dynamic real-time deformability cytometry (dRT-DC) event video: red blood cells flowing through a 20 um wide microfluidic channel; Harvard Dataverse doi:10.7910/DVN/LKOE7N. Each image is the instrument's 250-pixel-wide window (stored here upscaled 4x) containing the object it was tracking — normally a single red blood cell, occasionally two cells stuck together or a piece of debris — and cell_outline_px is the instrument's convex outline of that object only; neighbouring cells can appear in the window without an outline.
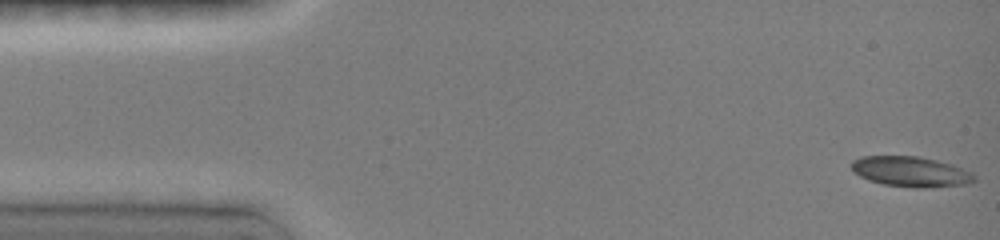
{"species": "common noctule bat (a hibernating species)", "species_latin": "Nyctalus noctula", "temperature_condition": "room temperature", "stored_images_in_passage": 38, "camera_frame_rate_fps": 3000, "um_per_image_px": 0.085, "animal": {"sex": "female", "body_mass_g": 19.0, "forearm_length_mm": 51.5}, "frame": {"image": 1, "passage_image": 1, "time_ms": 0.0, "image_size_px": [1000, 240], "cell_outline_px": [[976, 180], [968, 184], [924, 188], [916, 188], [884, 184], [868, 180], [852, 172], [852, 160], [860, 156], [920, 156], [952, 164], [972, 172], [976, 176]], "centroid_in_image_um": [77.43, 14.59], "position_along_channel_um": 7.6, "area_um2": 21.85}}
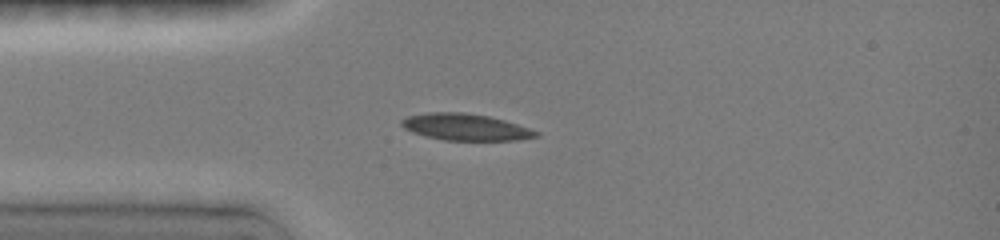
{"frame": {"image": 2, "passage_image": 22, "time_ms": 3.667, "image_size_px": [1000, 240], "cell_outline_px": [[540, 136], [516, 140], [444, 140], [424, 136], [412, 132], [404, 128], [400, 124], [400, 120], [408, 116], [428, 112], [464, 112], [488, 116], [504, 120], [540, 132]], "centroid_in_image_um": [39.54, 10.8], "position_along_channel_um": 45.5, "area_um2": 20.87}}
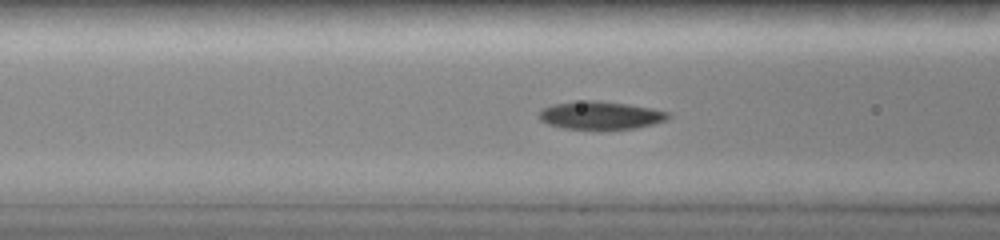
{"frame": {"image": 3, "passage_image": 30, "time_ms": 5.667, "image_size_px": [1000, 240], "cell_outline_px": [[672, 116], [668, 120], [636, 128], [600, 132], [596, 132], [564, 128], [548, 124], [540, 120], [540, 108], [552, 104], [588, 100], [596, 100], [628, 104], [652, 108], [672, 112]], "centroid_in_image_um": [51.09, 9.84], "position_along_channel_um": 115.5, "area_um2": 22.02}}